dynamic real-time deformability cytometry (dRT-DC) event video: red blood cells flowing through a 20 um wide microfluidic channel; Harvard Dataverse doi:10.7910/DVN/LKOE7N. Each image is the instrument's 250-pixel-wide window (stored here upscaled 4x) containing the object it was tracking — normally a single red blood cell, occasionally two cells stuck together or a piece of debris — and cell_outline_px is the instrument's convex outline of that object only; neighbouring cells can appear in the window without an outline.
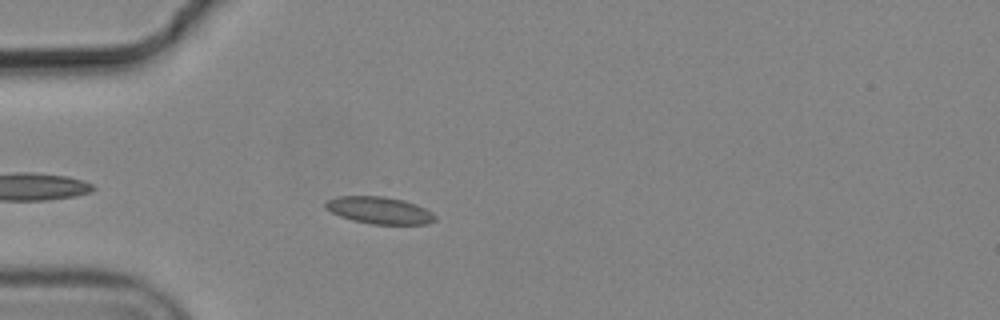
{"species": "common noctule bat (a hibernating species)", "species_latin": "Nyctalus noctula", "temperature_condition": "cold", "stored_images_in_passage": 5, "camera_frame_rate_fps": 3000, "um_per_image_px": 0.085, "animal": {"sex": "male", "body_mass_g": 19.2, "forearm_length_mm": 51.8}, "frame": {"image": 1, "passage_image": 4, "time_ms": 1.0, "image_size_px": [1000, 320], "cell_outline_px": [[436, 220], [428, 224], [372, 224], [352, 220], [340, 216], [324, 208], [324, 204], [328, 200], [336, 196], [384, 196], [404, 200], [416, 204], [432, 212], [436, 216]], "centroid_in_image_um": [32.25, 17.87], "position_along_channel_um": 52.8, "area_um2": 17.34}}